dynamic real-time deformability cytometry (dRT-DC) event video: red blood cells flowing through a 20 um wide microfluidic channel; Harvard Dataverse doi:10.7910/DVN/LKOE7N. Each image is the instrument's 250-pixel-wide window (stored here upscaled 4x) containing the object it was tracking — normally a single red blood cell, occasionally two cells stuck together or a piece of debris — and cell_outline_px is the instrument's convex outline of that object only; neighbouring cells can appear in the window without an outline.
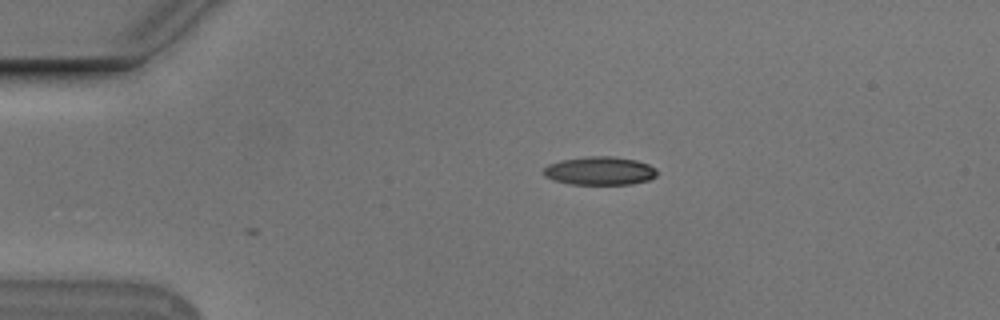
{"species": "Egyptian fruit bat (a non-hibernating species)", "species_latin": "Rousettus aegyptiacus", "temperature_condition": "cold", "stored_images_in_passage": 4, "camera_frame_rate_fps": 3000, "um_per_image_px": 0.085, "animal": {"sex": "male"}, "frame": {"image": 1, "passage_image": 4, "time_ms": 1.0, "image_size_px": [1000, 320], "cell_outline_px": [[656, 176], [648, 180], [632, 184], [568, 184], [552, 180], [544, 176], [544, 168], [548, 164], [560, 160], [588, 156], [616, 156], [636, 160], [648, 164], [656, 168]], "centroid_in_image_um": [50.96, 14.51], "position_along_channel_um": 34.0, "area_um2": 18.9}}